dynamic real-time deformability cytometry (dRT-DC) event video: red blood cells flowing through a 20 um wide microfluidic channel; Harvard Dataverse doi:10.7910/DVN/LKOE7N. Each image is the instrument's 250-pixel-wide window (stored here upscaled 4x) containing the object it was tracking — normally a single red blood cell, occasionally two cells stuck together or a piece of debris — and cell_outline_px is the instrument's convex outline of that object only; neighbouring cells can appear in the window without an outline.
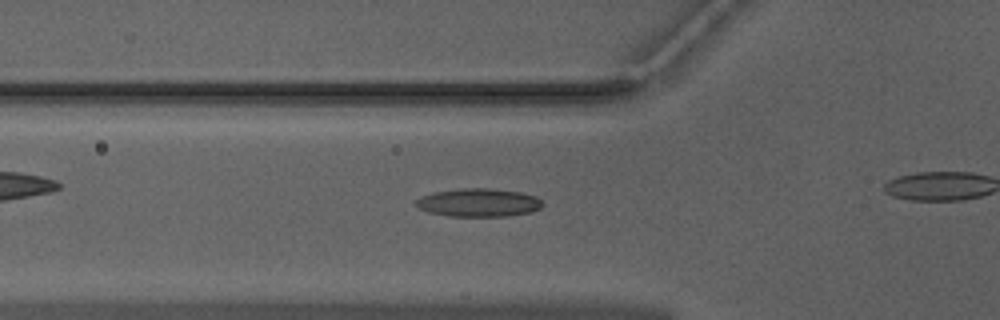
{"species": "Egyptian fruit bat (a non-hibernating species)", "species_latin": "Rousettus aegyptiacus", "temperature_condition": "warm", "stored_images_in_passage": 17, "camera_frame_rate_fps": 3000, "um_per_image_px": 0.085, "animal": {"sex": "male"}, "frame": {"image": 1, "passage_image": 12, "time_ms": 3.667, "image_size_px": [1000, 320], "cell_outline_px": [[544, 204], [540, 208], [532, 212], [508, 216], [448, 216], [428, 212], [420, 208], [416, 204], [416, 200], [420, 196], [432, 192], [460, 188], [488, 188], [520, 192], [536, 196]], "centroid_in_image_um": [40.68, 17.22], "position_along_channel_um": 85.1, "area_um2": 20.92}}
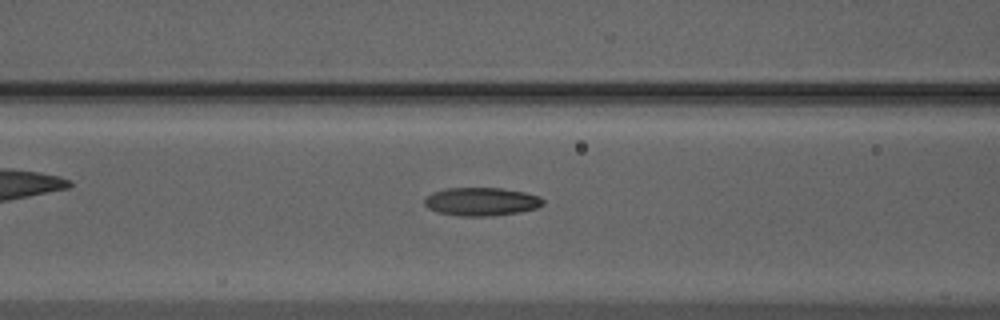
{"frame": {"image": 2, "passage_image": 15, "time_ms": 4.667, "image_size_px": [1000, 320], "cell_outline_px": [[544, 204], [536, 208], [520, 212], [492, 216], [456, 216], [436, 212], [428, 208], [424, 204], [424, 196], [432, 192], [444, 188], [500, 188], [524, 192], [540, 196], [544, 200]], "centroid_in_image_um": [40.88, 17.14], "position_along_channel_um": 125.7, "area_um2": 19.83}}